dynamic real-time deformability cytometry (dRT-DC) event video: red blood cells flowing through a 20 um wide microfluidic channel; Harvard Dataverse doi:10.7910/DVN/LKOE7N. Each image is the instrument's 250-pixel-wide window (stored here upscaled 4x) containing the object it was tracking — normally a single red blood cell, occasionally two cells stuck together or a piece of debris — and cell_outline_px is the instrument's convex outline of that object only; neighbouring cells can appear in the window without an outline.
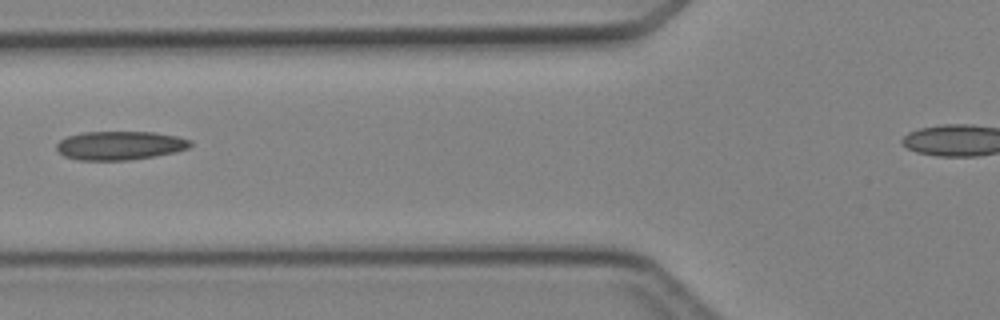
{"species": "Egyptian fruit bat (a non-hibernating species)", "species_latin": "Rousettus aegyptiacus", "temperature_condition": "cold", "stored_images_in_passage": 2, "camera_frame_rate_fps": 3000, "um_per_image_px": 0.085, "animal": {"sex": "female"}, "frame": {"image": 1, "passage_image": 2, "time_ms": 1.333, "image_size_px": [1000, 320], "cell_outline_px": [[192, 144], [188, 148], [176, 152], [128, 160], [80, 160], [64, 156], [56, 148], [56, 144], [60, 140], [68, 136], [84, 132], [152, 132], [176, 136], [192, 140]], "centroid_in_image_um": [10.19, 12.36], "position_along_channel_um": 115.6, "area_um2": 22.25}}